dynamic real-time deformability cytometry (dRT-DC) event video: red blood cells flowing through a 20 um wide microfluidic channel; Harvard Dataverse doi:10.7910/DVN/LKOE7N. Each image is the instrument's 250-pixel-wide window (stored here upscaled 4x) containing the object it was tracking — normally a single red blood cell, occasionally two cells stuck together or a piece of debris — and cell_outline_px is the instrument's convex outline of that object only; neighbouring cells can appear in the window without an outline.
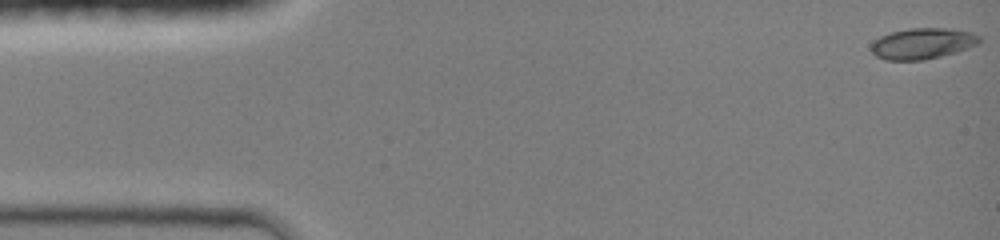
{"species": "common noctule bat (a hibernating species)", "species_latin": "Nyctalus noctula", "temperature_condition": "room temperature", "stored_images_in_passage": 10, "camera_frame_rate_fps": 3000, "um_per_image_px": 0.085, "animal": {"sex": "female", "body_mass_g": 19.0, "forearm_length_mm": 51.5}, "frame": {"image": 1, "passage_image": 1, "time_ms": 0.0, "image_size_px": [1000, 240], "cell_outline_px": [[980, 40], [976, 44], [956, 52], [924, 60], [884, 60], [876, 56], [872, 52], [872, 44], [880, 36], [892, 32], [908, 28], [952, 28], [972, 32], [980, 36]], "centroid_in_image_um": [78.41, 3.69], "position_along_channel_um": 6.6, "area_um2": 19.42}}
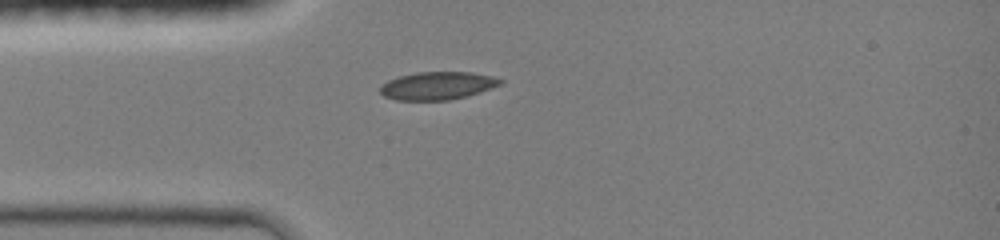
{"frame": {"image": 2, "passage_image": 9, "time_ms": 3.667, "image_size_px": [1000, 240], "cell_outline_px": [[504, 84], [464, 96], [448, 100], [396, 100], [384, 96], [380, 92], [380, 88], [388, 80], [400, 76], [416, 72], [472, 72], [492, 76], [504, 80]], "centroid_in_image_um": [37.2, 7.27], "position_along_channel_um": 47.8, "area_um2": 19.36}}